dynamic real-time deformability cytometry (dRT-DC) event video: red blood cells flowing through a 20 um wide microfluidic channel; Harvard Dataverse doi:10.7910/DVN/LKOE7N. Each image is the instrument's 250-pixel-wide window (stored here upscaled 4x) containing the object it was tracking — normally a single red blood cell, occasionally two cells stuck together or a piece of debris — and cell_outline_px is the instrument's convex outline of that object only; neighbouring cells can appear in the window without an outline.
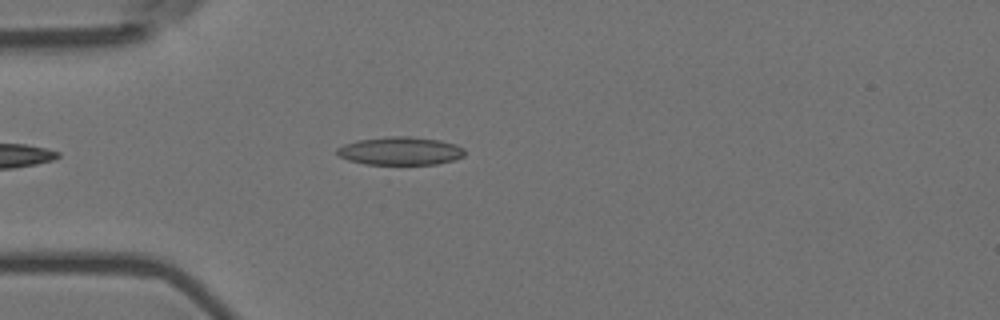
{"species": "Egyptian fruit bat (a non-hibernating species)", "species_latin": "Rousettus aegyptiacus", "temperature_condition": "room temperature", "stored_images_in_passage": 5, "camera_frame_rate_fps": 3000, "um_per_image_px": 0.085, "animal": {"sex": "female"}, "frame": {"image": 1, "passage_image": 5, "time_ms": 1.333, "image_size_px": [1000, 320], "cell_outline_px": [[464, 156], [456, 160], [436, 164], [364, 164], [348, 160], [340, 156], [336, 152], [336, 148], [344, 144], [356, 140], [388, 136], [408, 136], [440, 140], [456, 144], [464, 148]], "centroid_in_image_um": [34.03, 12.82], "position_along_channel_um": 51.0, "area_um2": 21.1}}